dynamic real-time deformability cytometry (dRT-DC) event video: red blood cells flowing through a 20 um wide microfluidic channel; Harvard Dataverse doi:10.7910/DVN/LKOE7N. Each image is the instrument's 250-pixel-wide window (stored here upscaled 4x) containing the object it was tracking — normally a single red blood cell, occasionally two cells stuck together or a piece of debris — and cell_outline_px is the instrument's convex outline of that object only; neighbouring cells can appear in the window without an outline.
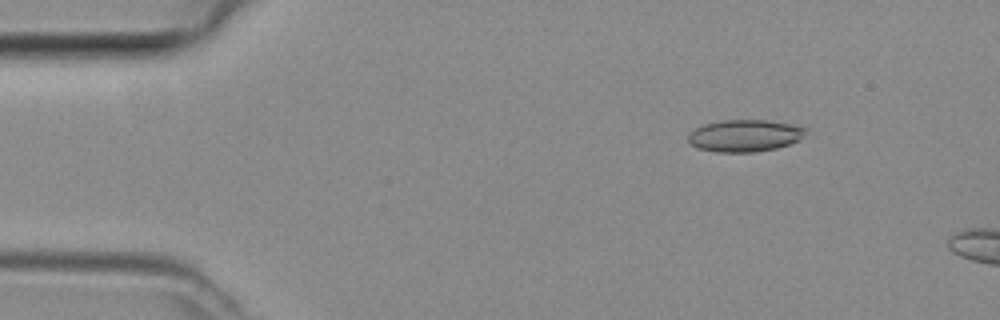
{"species": "common noctule bat (a hibernating species)", "species_latin": "Nyctalus noctula", "temperature_condition": "room temperature", "stored_images_in_passage": 2, "camera_frame_rate_fps": 3000, "um_per_image_px": 0.085, "animal": {"sex": "female", "body_mass_g": 29.2, "forearm_length_mm": 56.3}, "frame": {"image": 1, "passage_image": 1, "time_ms": 0.0, "image_size_px": [1000, 320], "cell_outline_px": [[808, 128], [804, 136], [800, 140], [776, 148], [756, 152], [716, 152], [700, 148], [692, 144], [688, 140], [688, 132], [704, 124], [720, 120], [768, 120], [792, 124]], "centroid_in_image_um": [63.33, 11.52], "position_along_channel_um": 21.7, "area_um2": 22.02}}